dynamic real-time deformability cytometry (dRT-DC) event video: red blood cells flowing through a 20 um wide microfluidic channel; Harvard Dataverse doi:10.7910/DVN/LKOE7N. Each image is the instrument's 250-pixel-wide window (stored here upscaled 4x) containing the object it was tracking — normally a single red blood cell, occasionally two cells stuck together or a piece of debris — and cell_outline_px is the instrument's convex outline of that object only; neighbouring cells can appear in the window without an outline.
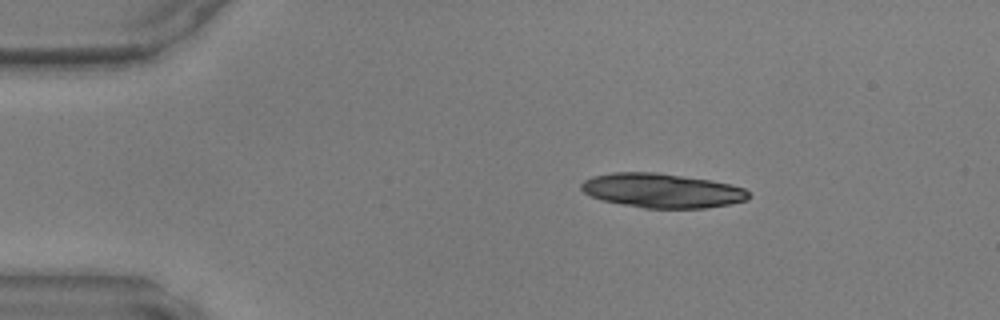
{"species": "common noctule bat (a hibernating species)", "species_latin": "Nyctalus noctula", "temperature_condition": "warm", "stored_images_in_passage": 7, "camera_frame_rate_fps": 3000, "um_per_image_px": 0.085, "animal": {"sex": "male", "body_mass_g": 17.9, "forearm_length_mm": 54.2}, "frame": {"image": 1, "passage_image": 1, "time_ms": 0.0, "image_size_px": [1000, 320], "cell_outline_px": [[752, 196], [748, 200], [728, 204], [704, 208], [644, 208], [604, 200], [592, 196], [584, 192], [580, 188], [580, 184], [584, 180], [592, 176], [612, 172], [656, 172], [712, 180], [744, 188]], "centroid_in_image_um": [56.28, 16.19], "position_along_channel_um": 28.7, "area_um2": 33.41}}